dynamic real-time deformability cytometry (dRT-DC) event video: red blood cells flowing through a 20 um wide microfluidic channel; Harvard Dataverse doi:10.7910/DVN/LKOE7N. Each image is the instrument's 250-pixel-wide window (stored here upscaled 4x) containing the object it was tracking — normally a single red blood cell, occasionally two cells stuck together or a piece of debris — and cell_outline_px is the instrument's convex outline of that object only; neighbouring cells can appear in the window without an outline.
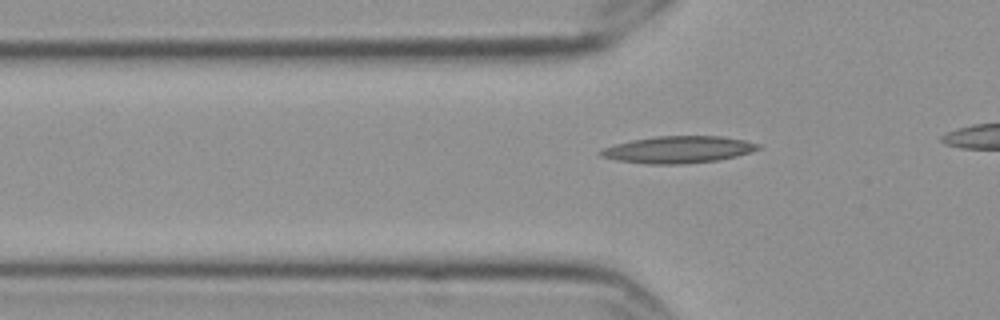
{"species": "Egyptian fruit bat (a non-hibernating species)", "species_latin": "Rousettus aegyptiacus", "temperature_condition": "cold", "stored_images_in_passage": 34, "camera_frame_rate_fps": 3000, "um_per_image_px": 0.085, "frame": {"image": 1, "passage_image": 6, "time_ms": 1.667, "image_size_px": [1000, 320], "cell_outline_px": [[760, 148], [736, 156], [716, 160], [684, 164], [648, 164], [616, 160], [600, 156], [596, 152], [600, 148], [632, 140], [656, 136], [724, 136], [744, 140], [760, 144]], "centroid_in_image_um": [57.59, 12.71], "position_along_channel_um": 68.2, "area_um2": 24.74}}
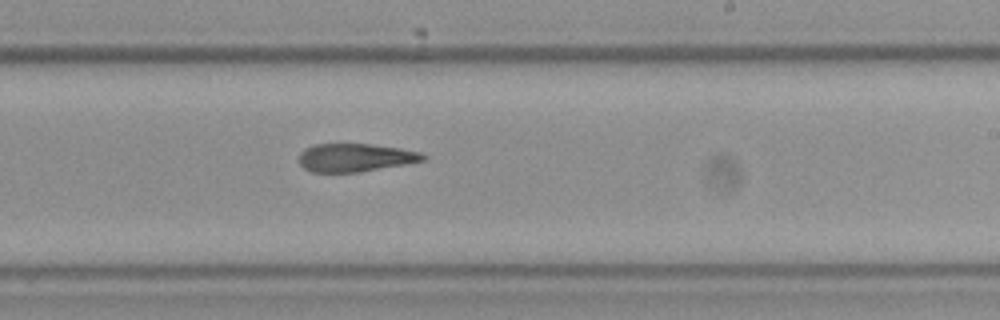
{"frame": {"image": 2, "passage_image": 22, "time_ms": 7.0, "image_size_px": [1000, 320], "cell_outline_px": [[428, 156], [424, 160], [404, 164], [360, 172], [312, 172], [304, 168], [300, 164], [300, 152], [304, 148], [316, 144], [372, 144], [400, 148], [420, 152]], "centroid_in_image_um": [30.19, 13.39], "position_along_channel_um": 258.8, "area_um2": 20.29}}
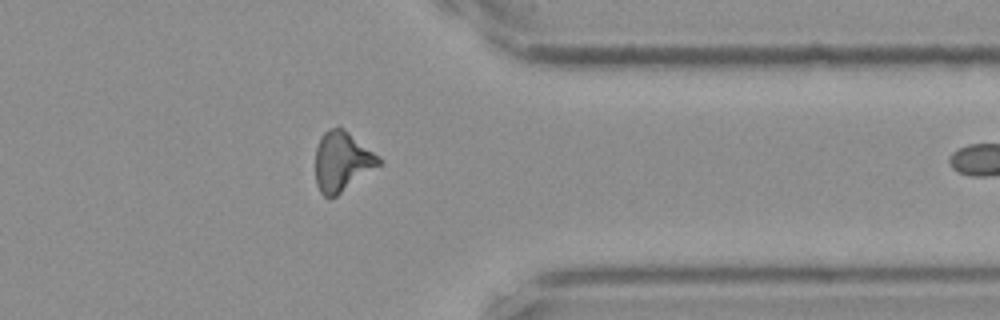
{"frame": {"image": 3, "passage_image": 33, "time_ms": 10.667, "image_size_px": [1000, 320], "cell_outline_px": [[384, 160], [380, 164], [336, 196], [324, 196], [320, 192], [316, 184], [316, 148], [320, 136], [328, 128], [340, 128], [348, 132], [380, 156]], "centroid_in_image_um": [29.07, 13.71], "position_along_channel_um": 382.3, "area_um2": 21.73}}